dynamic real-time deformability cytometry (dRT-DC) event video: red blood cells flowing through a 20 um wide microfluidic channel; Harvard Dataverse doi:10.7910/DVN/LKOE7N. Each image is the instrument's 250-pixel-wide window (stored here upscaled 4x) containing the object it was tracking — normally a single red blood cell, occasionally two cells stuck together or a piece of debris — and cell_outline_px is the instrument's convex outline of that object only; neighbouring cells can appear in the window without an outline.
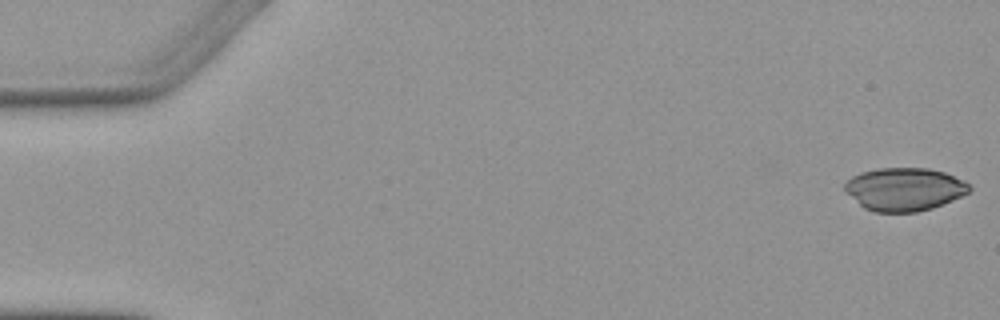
{"species": "Egyptian fruit bat (a non-hibernating species)", "species_latin": "Rousettus aegyptiacus", "temperature_condition": "warm", "stored_images_in_passage": 4, "camera_frame_rate_fps": 3000, "um_per_image_px": 0.085, "animal": {"sex": "female"}, "frame": {"image": 1, "passage_image": 1, "time_ms": 0.0, "image_size_px": [1000, 320], "cell_outline_px": [[972, 188], [968, 192], [952, 200], [932, 208], [916, 212], [876, 212], [864, 208], [844, 188], [844, 184], [852, 176], [860, 172], [880, 168], [928, 168], [944, 172], [964, 180]], "centroid_in_image_um": [76.89, 16.07], "position_along_channel_um": 8.1, "area_um2": 30.98}}